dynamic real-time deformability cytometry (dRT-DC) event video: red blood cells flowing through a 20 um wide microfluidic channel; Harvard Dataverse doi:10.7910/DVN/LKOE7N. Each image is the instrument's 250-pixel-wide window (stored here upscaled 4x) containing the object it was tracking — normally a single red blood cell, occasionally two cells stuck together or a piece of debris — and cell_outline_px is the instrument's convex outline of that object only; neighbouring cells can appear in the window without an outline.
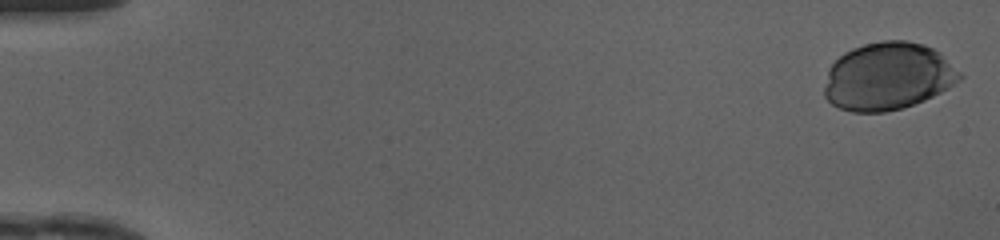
{"species": "human", "species_latin": "Homo sapiens", "temperature_condition": "cold", "stored_images_in_passage": 8, "camera_frame_rate_fps": 3000, "um_per_image_px": 0.085, "donor": {"sex": "female"}, "frame": {"image": 1, "passage_image": 1, "time_ms": 0.0, "image_size_px": [1000, 240], "cell_outline_px": [[964, 76], [960, 80], [948, 88], [924, 100], [904, 108], [884, 112], [852, 112], [840, 108], [832, 104], [824, 96], [824, 88], [828, 68], [844, 52], [852, 48], [864, 44], [880, 40], [908, 40], [924, 44], [940, 52]], "centroid_in_image_um": [75.47, 6.48], "position_along_channel_um": 9.5, "area_um2": 53.58}}